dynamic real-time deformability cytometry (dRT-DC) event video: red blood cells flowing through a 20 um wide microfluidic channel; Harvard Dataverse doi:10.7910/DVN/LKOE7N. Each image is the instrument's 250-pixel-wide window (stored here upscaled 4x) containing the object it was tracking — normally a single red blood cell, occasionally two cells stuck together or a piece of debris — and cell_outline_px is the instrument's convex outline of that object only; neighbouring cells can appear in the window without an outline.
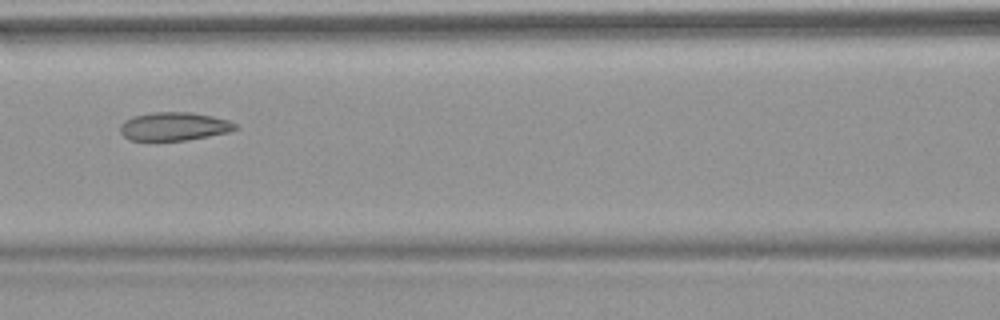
{"species": "common noctule bat (a hibernating species)", "species_latin": "Nyctalus noctula", "temperature_condition": "warm", "stored_images_in_passage": 3, "camera_frame_rate_fps": 3000, "um_per_image_px": 0.085, "animal": {"sex": "female", "body_mass_g": 18.4}, "frame": {"image": 1, "passage_image": 3, "time_ms": 2.333, "image_size_px": [1000, 320], "cell_outline_px": [[240, 128], [228, 132], [188, 140], [128, 140], [120, 132], [120, 124], [124, 120], [132, 116], [152, 112], [192, 112], [212, 116], [228, 120], [236, 124]], "centroid_in_image_um": [14.78, 10.74], "position_along_channel_um": 151.8, "area_um2": 19.13}}